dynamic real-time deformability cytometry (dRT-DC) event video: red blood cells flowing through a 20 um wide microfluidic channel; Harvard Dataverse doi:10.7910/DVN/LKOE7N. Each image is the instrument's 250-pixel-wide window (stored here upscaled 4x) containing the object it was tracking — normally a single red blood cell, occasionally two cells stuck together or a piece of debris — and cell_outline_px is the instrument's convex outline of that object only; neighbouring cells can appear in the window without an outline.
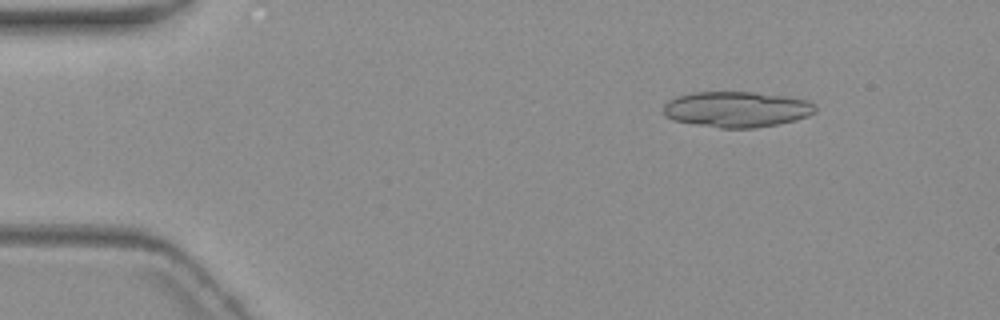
{"species": "common noctule bat (a hibernating species)", "species_latin": "Nyctalus noctula", "temperature_condition": "warm", "stored_images_in_passage": 4, "camera_frame_rate_fps": 3000, "um_per_image_px": 0.085, "animal": {"sex": "female", "body_mass_g": 19.3, "forearm_length_mm": 54.1}, "frame": {"image": 1, "passage_image": 2, "time_ms": 1.333, "image_size_px": [1000, 320], "cell_outline_px": [[816, 112], [808, 116], [796, 120], [756, 128], [720, 128], [696, 124], [676, 120], [664, 116], [664, 104], [668, 100], [676, 96], [692, 92], [752, 92], [784, 96], [808, 100], [816, 104]], "centroid_in_image_um": [62.64, 9.28], "position_along_channel_um": 22.4, "area_um2": 31.67}}